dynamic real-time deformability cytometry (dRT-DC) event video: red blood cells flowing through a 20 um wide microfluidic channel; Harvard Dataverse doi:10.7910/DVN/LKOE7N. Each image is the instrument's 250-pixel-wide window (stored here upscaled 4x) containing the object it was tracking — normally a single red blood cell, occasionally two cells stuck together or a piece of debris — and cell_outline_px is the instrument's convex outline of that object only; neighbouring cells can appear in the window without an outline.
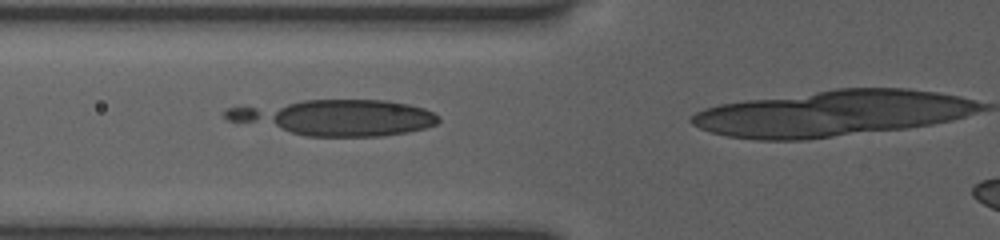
{"species": "human", "species_latin": "Homo sapiens", "temperature_condition": "room temperature", "stored_images_in_passage": 6, "camera_frame_rate_fps": 3000, "um_per_image_px": 0.085, "donor": {"sex": "female"}, "frame": {"image": 1, "passage_image": 5, "time_ms": 4.0, "image_size_px": [1000, 240], "cell_outline_px": [[440, 120], [436, 124], [424, 128], [408, 132], [380, 136], [304, 136], [228, 120], [224, 116], [224, 108], [304, 100], [388, 100], [408, 104], [424, 108], [440, 116]], "centroid_in_image_um": [28.52, 9.98], "position_along_channel_um": 97.3, "area_um2": 44.22}}